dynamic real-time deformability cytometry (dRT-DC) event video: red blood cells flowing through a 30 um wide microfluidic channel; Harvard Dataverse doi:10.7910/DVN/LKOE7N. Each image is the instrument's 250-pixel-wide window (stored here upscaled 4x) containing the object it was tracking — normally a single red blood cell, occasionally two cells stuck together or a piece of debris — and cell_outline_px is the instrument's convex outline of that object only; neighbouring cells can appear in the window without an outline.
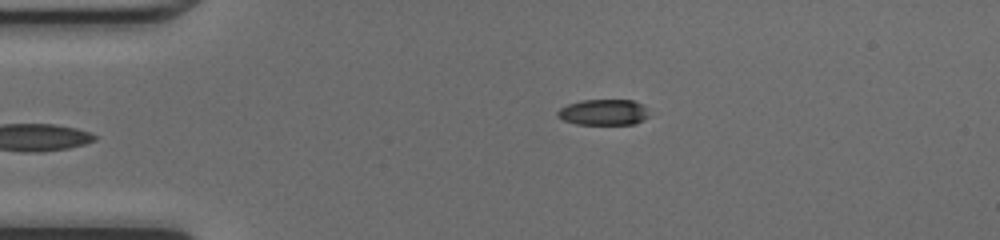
{"species": "common noctule bat (a hibernating species)", "species_latin": "Nyctalus noctula", "temperature_condition": "cold", "stored_images_in_passage": 34, "camera_frame_rate_fps": 3000, "um_per_image_px": 0.085, "animal": {"sex": "female", "body_mass_g": 17.0, "forearm_length_mm": 48.0}, "frame": {"image": 1, "passage_image": 1, "time_ms": 0.0, "image_size_px": [1000, 240], "cell_outline_px": [[648, 116], [644, 120], [636, 124], [576, 124], [564, 120], [556, 116], [556, 112], [560, 108], [568, 104], [580, 100], [632, 100], [640, 104], [644, 108]], "centroid_in_image_um": [51.25, 9.54], "position_along_channel_um": 33.7, "area_um2": 13.7}}
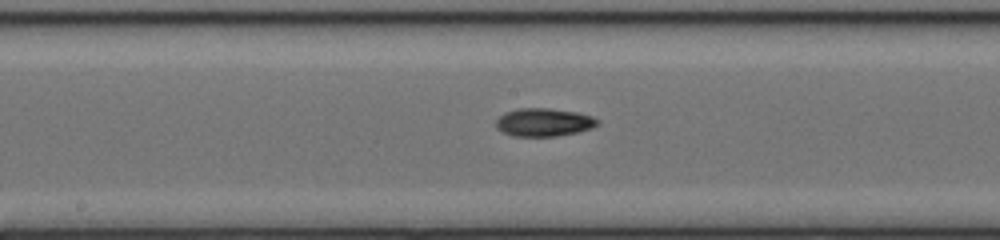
{"frame": {"image": 2, "passage_image": 16, "time_ms": 5.0, "image_size_px": [1000, 240], "cell_outline_px": [[600, 124], [592, 128], [576, 132], [556, 136], [512, 136], [496, 128], [496, 120], [504, 112], [516, 108], [548, 108], [576, 112], [592, 116], [600, 120]], "centroid_in_image_um": [46.23, 10.38], "position_along_channel_um": 202.0, "area_um2": 16.7}}
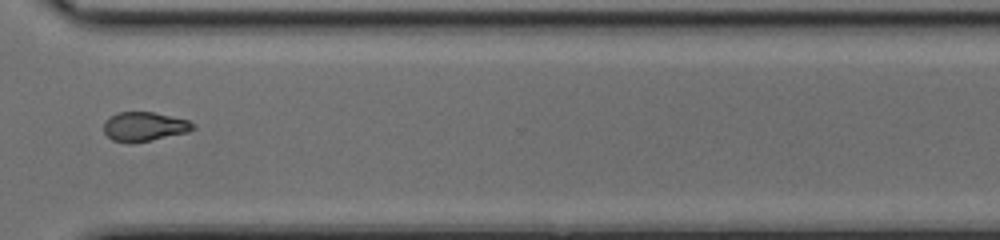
{"frame": {"image": 3, "passage_image": 27, "time_ms": 8.667, "image_size_px": [1000, 240], "cell_outline_px": [[196, 128], [188, 132], [148, 140], [112, 140], [104, 132], [104, 120], [116, 112], [152, 112], [188, 120], [196, 124]], "centroid_in_image_um": [12.29, 10.71], "position_along_channel_um": 358.3, "area_um2": 14.68}, "authors_computed_cell_mechanics": {"area_um2": 16.0684, "velocity_mm_per_s": 4.2703, "shape_relaxation_time_tau1_ms": 3.1249, "shape_relaxation_time_tau2_ms": null, "deformation_change_tau1": 0.1247, "deformation_change_tau2": null}}